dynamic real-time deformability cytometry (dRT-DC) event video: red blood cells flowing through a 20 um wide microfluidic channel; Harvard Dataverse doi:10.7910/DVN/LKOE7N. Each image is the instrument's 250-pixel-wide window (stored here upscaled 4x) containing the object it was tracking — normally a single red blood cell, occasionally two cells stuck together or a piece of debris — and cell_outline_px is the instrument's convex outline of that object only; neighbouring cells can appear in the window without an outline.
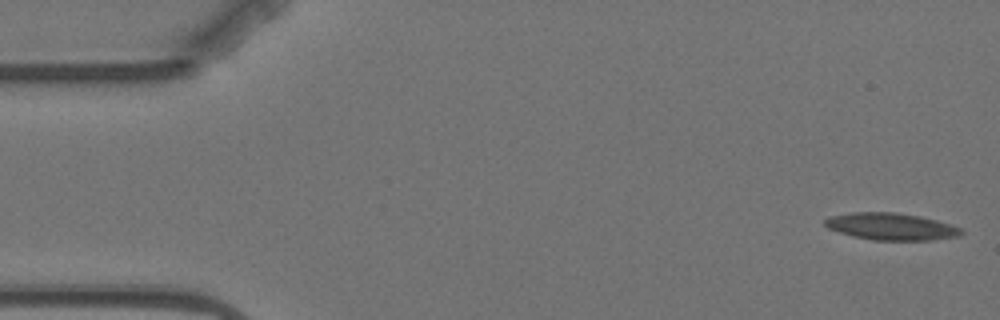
{"species": "Egyptian fruit bat (a non-hibernating species)", "species_latin": "Rousettus aegyptiacus", "temperature_condition": "warm", "stored_images_in_passage": 5, "camera_frame_rate_fps": 3000, "um_per_image_px": 0.085, "animal": {"sex": "female"}, "frame": {"image": 1, "passage_image": 1, "time_ms": 0.0, "image_size_px": [1000, 320], "cell_outline_px": [[964, 232], [960, 236], [932, 240], [872, 240], [852, 236], [828, 228], [824, 224], [824, 220], [828, 216], [852, 212], [892, 212], [920, 216], [936, 220], [960, 228]], "centroid_in_image_um": [75.72, 19.25], "position_along_channel_um": 9.3, "area_um2": 21.44}}
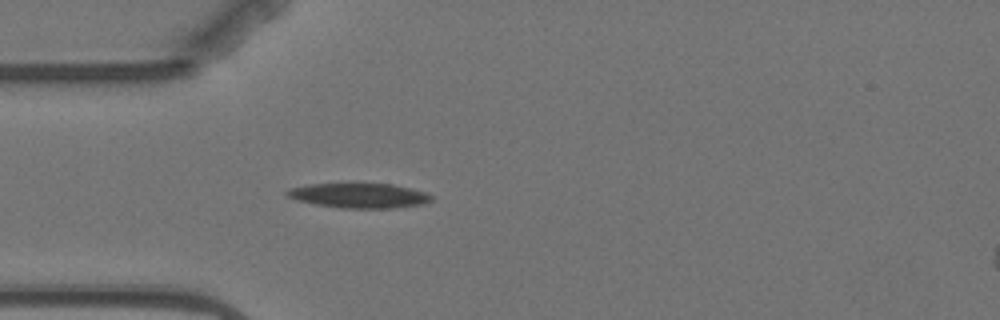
{"frame": {"image": 2, "passage_image": 5, "time_ms": 4.667, "image_size_px": [1000, 320], "cell_outline_px": [[432, 200], [424, 204], [396, 208], [340, 208], [316, 204], [296, 200], [288, 196], [284, 192], [288, 188], [308, 184], [392, 184], [412, 188], [424, 192], [432, 196]], "centroid_in_image_um": [30.52, 16.63], "position_along_channel_um": 54.5, "area_um2": 20.87}}